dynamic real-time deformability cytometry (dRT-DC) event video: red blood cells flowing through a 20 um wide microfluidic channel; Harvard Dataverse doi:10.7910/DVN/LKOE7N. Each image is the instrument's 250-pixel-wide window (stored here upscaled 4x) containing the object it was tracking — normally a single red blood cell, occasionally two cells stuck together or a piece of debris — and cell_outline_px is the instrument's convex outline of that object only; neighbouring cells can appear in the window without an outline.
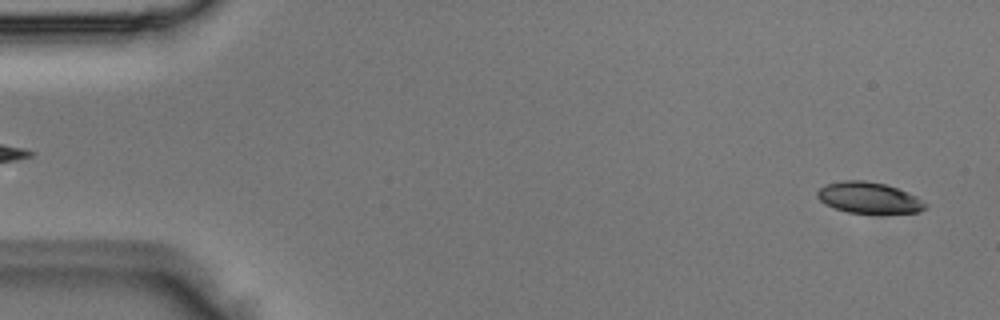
{"species": "Egyptian fruit bat (a non-hibernating species)", "species_latin": "Rousettus aegyptiacus", "temperature_condition": "room temperature", "stored_images_in_passage": 3, "camera_frame_rate_fps": 3000, "um_per_image_px": 0.085, "animal": {"sex": "male"}, "frame": {"image": 1, "passage_image": 3, "time_ms": 0.667, "image_size_px": [1000, 320], "cell_outline_px": [[928, 208], [920, 212], [848, 212], [824, 204], [816, 196], [816, 192], [820, 188], [828, 184], [844, 180], [864, 180], [884, 184], [908, 192], [916, 196], [928, 204]], "centroid_in_image_um": [73.86, 16.8], "position_along_channel_um": 11.1, "area_um2": 19.31}}